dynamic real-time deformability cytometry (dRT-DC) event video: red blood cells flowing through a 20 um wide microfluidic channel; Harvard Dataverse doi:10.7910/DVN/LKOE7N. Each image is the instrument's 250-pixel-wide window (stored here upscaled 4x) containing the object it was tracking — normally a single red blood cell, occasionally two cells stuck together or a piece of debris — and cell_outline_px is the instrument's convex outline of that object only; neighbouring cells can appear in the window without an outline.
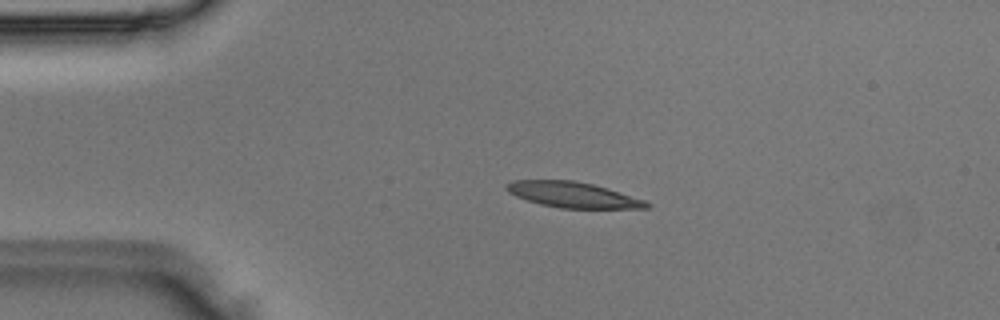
{"species": "Egyptian fruit bat (a non-hibernating species)", "species_latin": "Rousettus aegyptiacus", "temperature_condition": "room temperature", "stored_images_in_passage": 40, "camera_frame_rate_fps": 3000, "um_per_image_px": 0.085, "animal": {"sex": "male"}, "frame": {"image": 1, "passage_image": 2, "time_ms": 0.333, "image_size_px": [1000, 320], "cell_outline_px": [[652, 204], [648, 208], [560, 208], [540, 204], [516, 196], [508, 192], [504, 188], [504, 184], [512, 180], [572, 180], [592, 184], [608, 188], [644, 200]], "centroid_in_image_um": [48.66, 16.55], "position_along_channel_um": 36.3, "area_um2": 20.87}}
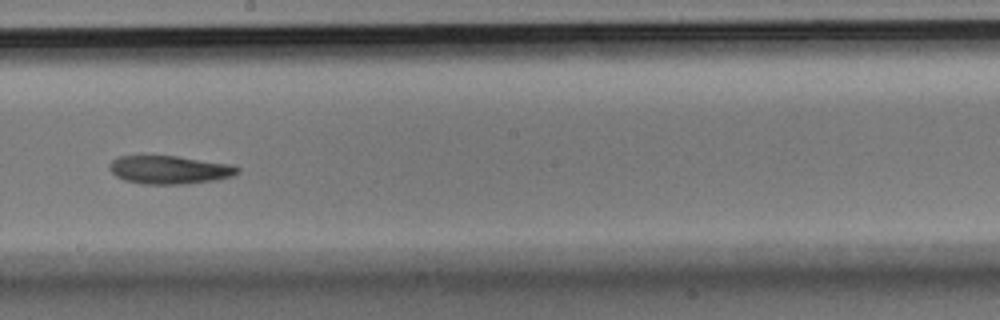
{"frame": {"image": 2, "passage_image": 19, "time_ms": 6.0, "image_size_px": [1000, 320], "cell_outline_px": [[240, 172], [232, 176], [216, 180], [188, 184], [144, 184], [124, 180], [116, 176], [108, 168], [108, 164], [116, 156], [176, 156], [232, 164], [240, 168]], "centroid_in_image_um": [14.41, 14.43], "position_along_channel_um": 233.8, "area_um2": 21.27}}
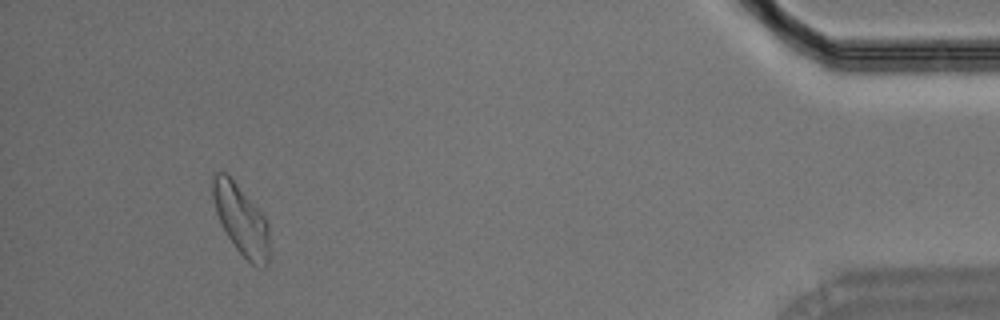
{"frame": {"image": 3, "passage_image": 37, "time_ms": 12.0, "image_size_px": [1000, 320], "cell_outline_px": [[268, 264], [264, 268], [252, 264], [236, 248], [228, 236], [216, 212], [212, 196], [212, 176], [216, 172], [228, 172], [264, 216], [268, 224]], "centroid_in_image_um": [20.48, 18.63], "position_along_channel_um": 414.7, "area_um2": 22.89}}